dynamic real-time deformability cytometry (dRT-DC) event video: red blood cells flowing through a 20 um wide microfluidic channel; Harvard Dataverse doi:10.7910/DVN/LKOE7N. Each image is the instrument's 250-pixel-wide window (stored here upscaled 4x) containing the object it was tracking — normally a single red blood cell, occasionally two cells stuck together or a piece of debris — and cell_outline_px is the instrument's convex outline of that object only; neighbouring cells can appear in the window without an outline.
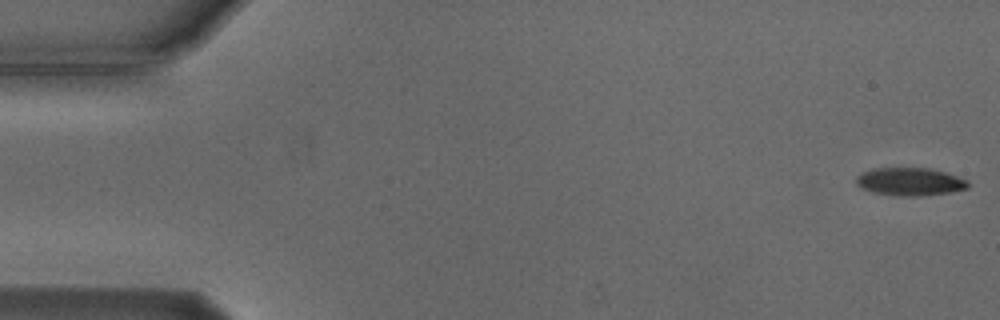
{"species": "Egyptian fruit bat (a non-hibernating species)", "species_latin": "Rousettus aegyptiacus", "temperature_condition": "cold", "stored_images_in_passage": 5, "camera_frame_rate_fps": 3000, "um_per_image_px": 0.085, "animal": {"sex": "male"}, "frame": {"image": 1, "passage_image": 1, "time_ms": 0.0, "image_size_px": [1000, 320], "cell_outline_px": [[968, 188], [952, 192], [920, 196], [896, 196], [872, 192], [860, 188], [856, 184], [856, 176], [864, 172], [876, 168], [928, 168], [944, 172], [968, 180]], "centroid_in_image_um": [77.33, 15.45], "position_along_channel_um": 7.7, "area_um2": 18.21}}
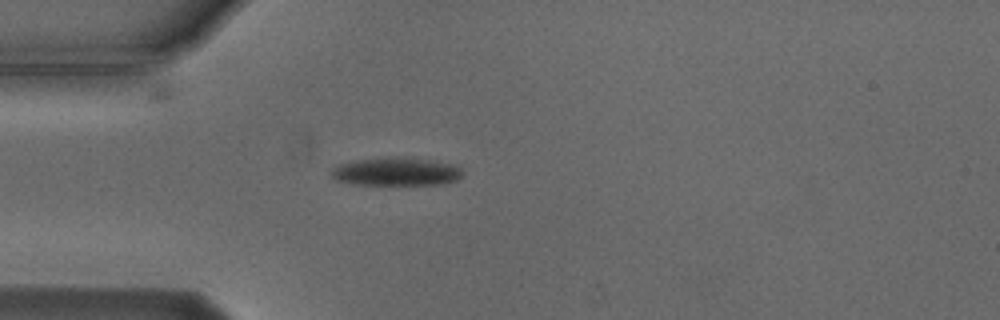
{"frame": {"image": 2, "passage_image": 5, "time_ms": 4.667, "image_size_px": [1000, 320], "cell_outline_px": [[460, 176], [456, 180], [444, 184], [352, 184], [336, 180], [328, 172], [336, 164], [356, 160], [428, 160], [448, 164], [460, 168]], "centroid_in_image_um": [33.57, 14.64], "position_along_channel_um": 51.4, "area_um2": 20.29}}